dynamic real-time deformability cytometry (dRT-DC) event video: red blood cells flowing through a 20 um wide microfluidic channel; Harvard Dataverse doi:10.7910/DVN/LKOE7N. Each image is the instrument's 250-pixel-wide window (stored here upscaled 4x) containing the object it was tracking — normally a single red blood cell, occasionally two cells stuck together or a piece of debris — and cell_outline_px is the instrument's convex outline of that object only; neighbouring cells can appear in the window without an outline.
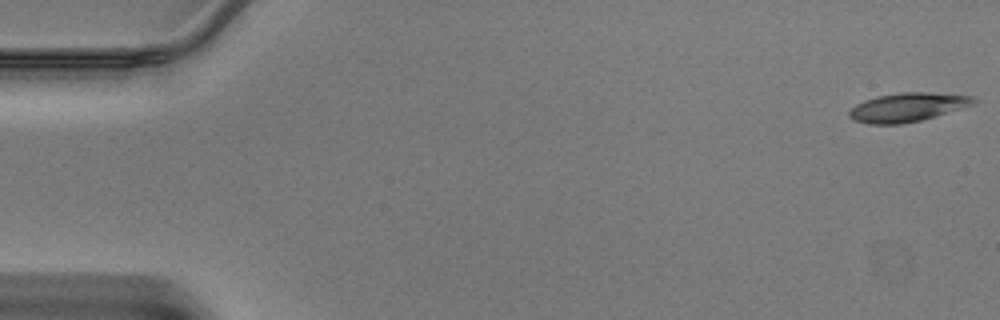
{"species": "Egyptian fruit bat (a non-hibernating species)", "species_latin": "Rousettus aegyptiacus", "temperature_condition": "warm", "stored_images_in_passage": 46, "camera_frame_rate_fps": 3000, "um_per_image_px": 0.085, "animal": {"sex": "male"}, "frame": {"image": 1, "passage_image": 1, "time_ms": 0.0, "image_size_px": [1000, 320], "cell_outline_px": [[976, 104], [920, 120], [900, 124], [868, 124], [852, 120], [848, 116], [848, 112], [856, 104], [864, 100], [876, 96], [900, 92], [928, 92], [972, 96], [976, 100]], "centroid_in_image_um": [77.1, 9.11], "position_along_channel_um": 7.9, "area_um2": 20.87}}
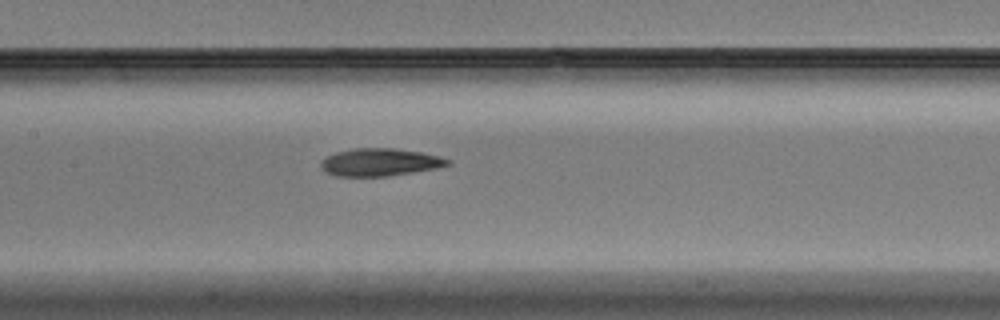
{"frame": {"image": 2, "passage_image": 22, "time_ms": 7.0, "image_size_px": [1000, 320], "cell_outline_px": [[452, 164], [436, 168], [388, 176], [336, 176], [324, 172], [320, 168], [320, 160], [336, 152], [356, 148], [396, 148], [420, 152], [440, 156], [452, 160]], "centroid_in_image_um": [32.28, 13.79], "position_along_channel_um": 175.1, "area_um2": 20.52}}
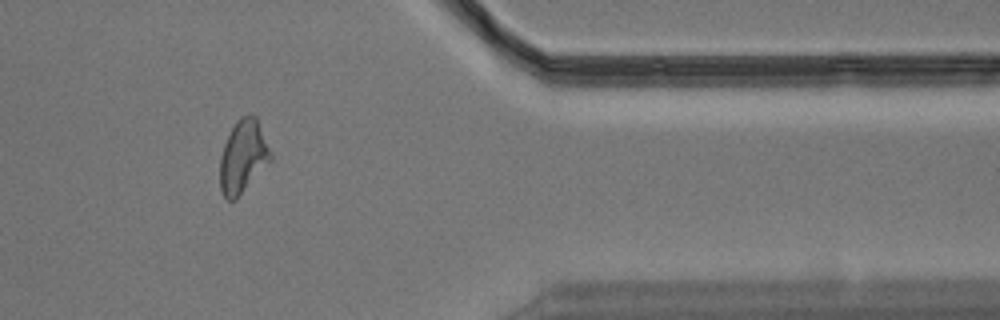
{"frame": {"image": 3, "passage_image": 38, "time_ms": 12.333, "image_size_px": [1000, 320], "cell_outline_px": [[272, 160], [236, 200], [228, 200], [220, 192], [220, 156], [224, 144], [236, 120], [240, 116], [252, 112], [256, 116], [272, 156]], "centroid_in_image_um": [20.65, 13.31], "position_along_channel_um": 390.7, "area_um2": 21.62}}